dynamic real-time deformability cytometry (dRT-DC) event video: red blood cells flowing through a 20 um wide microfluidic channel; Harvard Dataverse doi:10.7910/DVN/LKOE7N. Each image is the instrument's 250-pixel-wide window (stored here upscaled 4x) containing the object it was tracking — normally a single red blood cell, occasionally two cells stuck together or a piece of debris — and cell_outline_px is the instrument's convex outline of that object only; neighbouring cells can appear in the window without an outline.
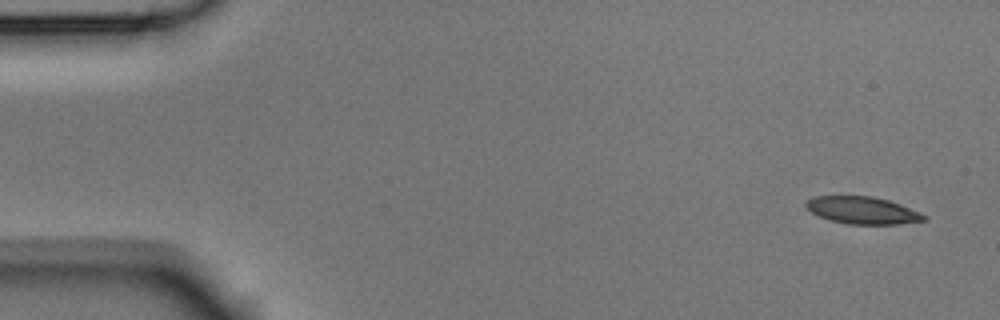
{"species": "Egyptian fruit bat (a non-hibernating species)", "species_latin": "Rousettus aegyptiacus", "temperature_condition": "room temperature", "stored_images_in_passage": 8, "camera_frame_rate_fps": 3000, "um_per_image_px": 0.085, "animal": {"sex": "male"}, "frame": {"image": 1, "passage_image": 1, "time_ms": 0.0, "image_size_px": [1000, 320], "cell_outline_px": [[928, 220], [900, 224], [848, 224], [832, 220], [820, 216], [812, 212], [804, 204], [808, 200], [816, 196], [872, 196], [888, 200], [900, 204], [920, 212], [928, 216]], "centroid_in_image_um": [73.38, 17.88], "position_along_channel_um": 11.6, "area_um2": 18.61}}
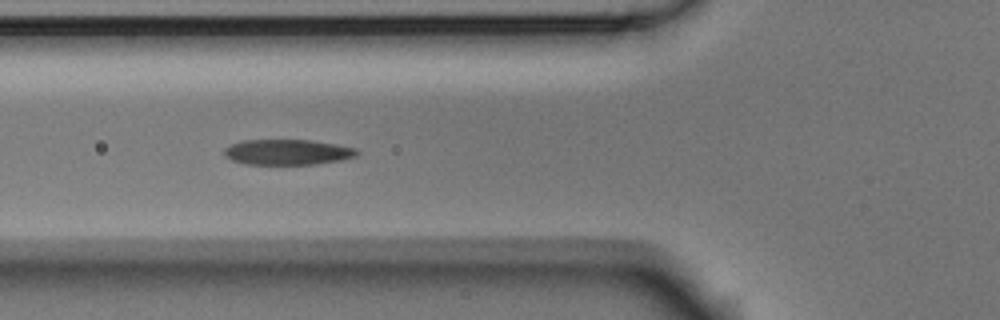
{"frame": {"image": 2, "passage_image": 6, "time_ms": 1.667, "image_size_px": [1000, 320], "cell_outline_px": [[360, 152], [356, 156], [340, 160], [316, 164], [244, 164], [232, 160], [224, 156], [224, 148], [232, 144], [244, 140], [312, 140], [336, 144], [356, 148]], "centroid_in_image_um": [24.44, 12.93], "position_along_channel_um": 101.4, "area_um2": 19.71}}
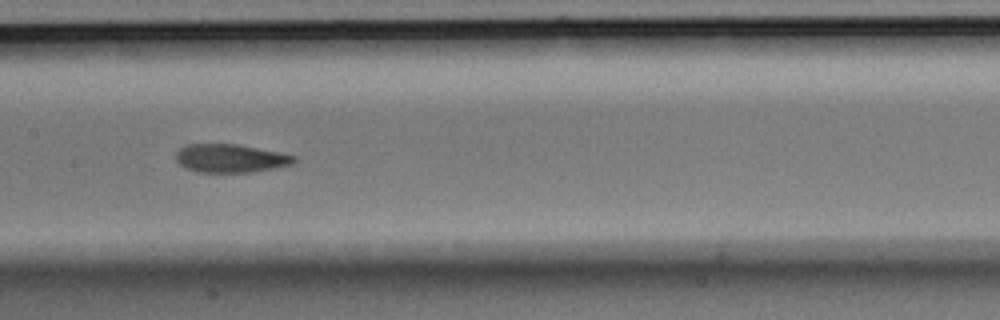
{"frame": {"image": 3, "passage_image": 8, "time_ms": 2.333, "image_size_px": [1000, 320], "cell_outline_px": [[296, 160], [292, 164], [252, 172], [196, 172], [184, 168], [176, 160], [176, 152], [180, 148], [188, 144], [236, 144], [280, 152], [296, 156]], "centroid_in_image_um": [19.57, 13.46], "position_along_channel_um": 187.8, "area_um2": 19.48}}